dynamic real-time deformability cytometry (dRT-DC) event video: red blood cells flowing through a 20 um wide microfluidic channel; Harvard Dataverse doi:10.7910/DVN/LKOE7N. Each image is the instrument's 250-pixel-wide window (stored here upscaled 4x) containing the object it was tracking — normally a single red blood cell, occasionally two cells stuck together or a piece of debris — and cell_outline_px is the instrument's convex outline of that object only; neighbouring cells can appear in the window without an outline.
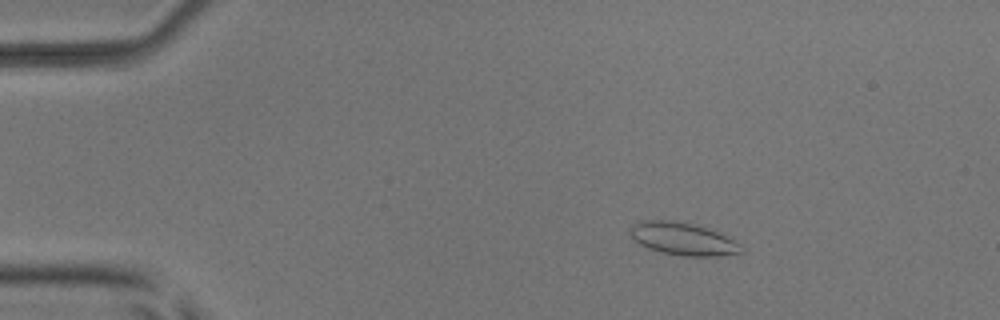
{"species": "common noctule bat (a hibernating species)", "species_latin": "Nyctalus noctula", "temperature_condition": "room temperature", "stored_images_in_passage": 53, "camera_frame_rate_fps": 3000, "um_per_image_px": 0.085, "animal": {"sex": "male", "body_mass_g": 17.9, "forearm_length_mm": 54.2}, "frame": {"image": 1, "passage_image": 9, "time_ms": 2.667, "image_size_px": [1000, 320], "cell_outline_px": [[744, 252], [720, 256], [684, 256], [660, 252], [648, 248], [640, 244], [628, 232], [628, 228], [632, 224], [644, 220], [672, 220], [692, 224], [716, 232], [732, 240]], "centroid_in_image_um": [57.96, 20.3], "position_along_channel_um": 27.0, "area_um2": 20.69}}
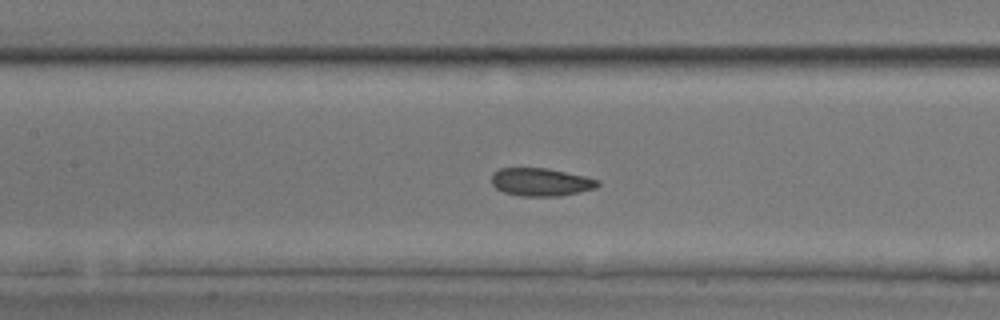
{"frame": {"image": 2, "passage_image": 25, "time_ms": 8.0, "image_size_px": [1000, 320], "cell_outline_px": [[600, 184], [596, 188], [560, 196], [520, 196], [504, 192], [496, 188], [492, 184], [492, 172], [500, 168], [548, 168], [584, 176], [600, 180]], "centroid_in_image_um": [45.97, 15.47], "position_along_channel_um": 161.4, "area_um2": 17.34}}
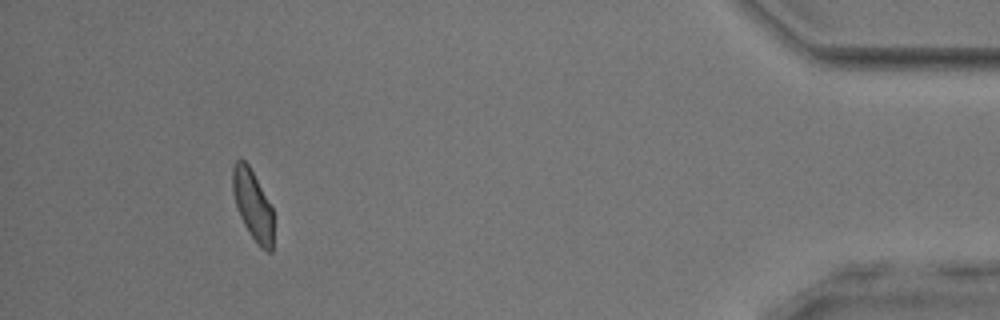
{"frame": {"image": 3, "passage_image": 49, "time_ms": 16.0, "image_size_px": [1000, 320], "cell_outline_px": [[272, 252], [268, 252], [260, 248], [244, 224], [240, 216], [236, 204], [232, 188], [232, 168], [236, 160], [244, 160], [248, 164], [272, 208]], "centroid_in_image_um": [21.47, 17.42], "position_along_channel_um": 413.7, "area_um2": 16.18}, "authors_computed_cell_mechanics": {"area_um2": 17.8024, "velocity_mm_per_s": 3.9124, "shape_relaxation_time_tau1_ms": 3.4411, "shape_relaxation_time_tau2_ms": 1.3432, "deformation_change_tau1": 0.0697, "deformation_change_tau2": 0.0671}}